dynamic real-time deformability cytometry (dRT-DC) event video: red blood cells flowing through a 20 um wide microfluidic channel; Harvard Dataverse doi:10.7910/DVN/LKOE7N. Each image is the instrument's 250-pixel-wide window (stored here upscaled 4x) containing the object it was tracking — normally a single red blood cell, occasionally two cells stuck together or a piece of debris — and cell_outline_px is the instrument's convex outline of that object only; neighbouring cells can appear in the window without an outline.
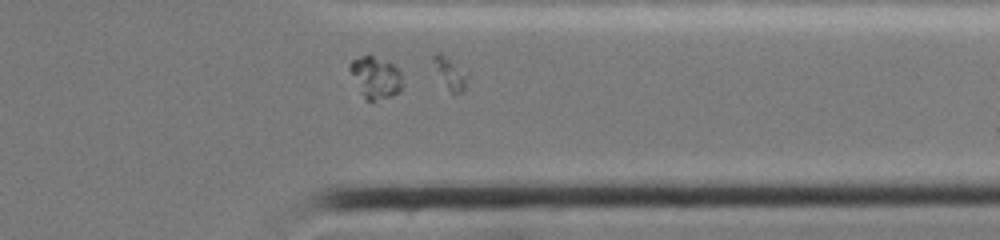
{"species": "common noctule bat (a hibernating species)", "species_latin": "Nyctalus noctula", "temperature_condition": "cold", "stored_images_in_passage": 31, "segment_of_instrument_passage": [1, 2], "camera_frame_rate_fps": 3000, "um_per_image_px": 0.085, "animal": {"sex": "female", "body_mass_g": 19.0, "forearm_length_mm": 51.5}, "frame": {"image": 1, "passage_image": 24, "time_ms": 7.667, "image_size_px": [1000, 240], "cell_outline_px": [[400, 92], [388, 96], [372, 100], [368, 100], [360, 92], [348, 68], [348, 64], [352, 60], [360, 56], [372, 56], [392, 64], [400, 72]], "centroid_in_image_um": [31.87, 6.56], "position_along_channel_um": 379.5, "area_um2": 12.25}}